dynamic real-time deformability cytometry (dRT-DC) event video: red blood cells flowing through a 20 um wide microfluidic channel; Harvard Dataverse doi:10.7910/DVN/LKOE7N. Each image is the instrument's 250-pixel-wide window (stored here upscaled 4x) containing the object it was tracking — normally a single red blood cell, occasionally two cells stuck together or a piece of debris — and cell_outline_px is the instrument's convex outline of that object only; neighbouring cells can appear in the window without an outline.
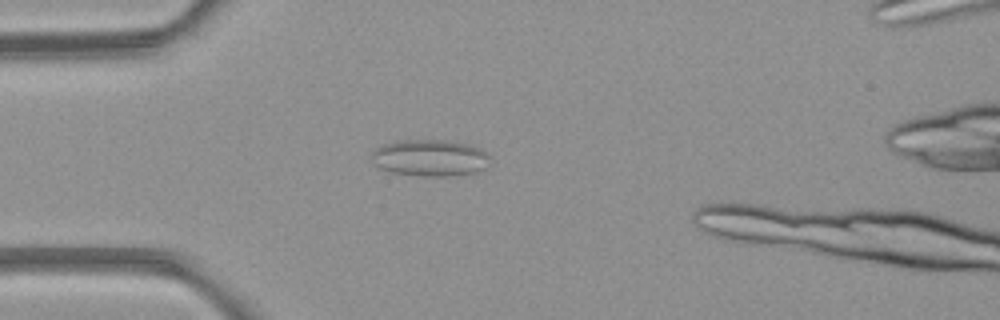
{"species": "common noctule bat (a hibernating species)", "species_latin": "Nyctalus noctula", "temperature_condition": "room temperature", "stored_images_in_passage": 5, "camera_frame_rate_fps": 3000, "um_per_image_px": 0.085, "animal": {"sex": "female", "body_mass_g": 21.9}, "frame": {"image": 1, "passage_image": 4, "time_ms": 4.333, "image_size_px": [1000, 320], "cell_outline_px": [[492, 156], [484, 168], [476, 172], [448, 176], [420, 176], [392, 172], [380, 168], [368, 156], [376, 148], [384, 144], [396, 140], [448, 140], [468, 144], [480, 148], [488, 152]], "centroid_in_image_um": [36.55, 13.41], "position_along_channel_um": 48.4, "area_um2": 25.55}}